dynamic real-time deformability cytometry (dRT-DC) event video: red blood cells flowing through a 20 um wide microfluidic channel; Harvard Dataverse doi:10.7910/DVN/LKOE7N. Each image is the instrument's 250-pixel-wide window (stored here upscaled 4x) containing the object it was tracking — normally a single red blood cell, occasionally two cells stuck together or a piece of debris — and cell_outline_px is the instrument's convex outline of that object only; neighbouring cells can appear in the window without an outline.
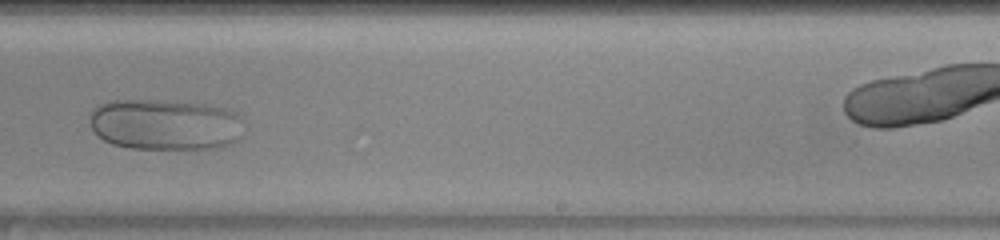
{"species": "human", "species_latin": "Homo sapiens", "temperature_condition": "warm", "stored_images_in_passage": 40, "camera_frame_rate_fps": 3000, "um_per_image_px": 0.085, "donor": {"sex": "female"}, "frame": {"image": 1, "passage_image": 23, "time_ms": 7.333, "image_size_px": [1000, 240], "cell_outline_px": [[244, 136], [220, 148], [132, 148], [112, 144], [104, 140], [92, 128], [92, 112], [100, 104], [108, 100], [156, 100], [208, 104], [224, 108], [236, 112], [244, 120]], "centroid_in_image_um": [14.13, 10.58], "position_along_channel_um": 274.9, "area_um2": 46.01}}